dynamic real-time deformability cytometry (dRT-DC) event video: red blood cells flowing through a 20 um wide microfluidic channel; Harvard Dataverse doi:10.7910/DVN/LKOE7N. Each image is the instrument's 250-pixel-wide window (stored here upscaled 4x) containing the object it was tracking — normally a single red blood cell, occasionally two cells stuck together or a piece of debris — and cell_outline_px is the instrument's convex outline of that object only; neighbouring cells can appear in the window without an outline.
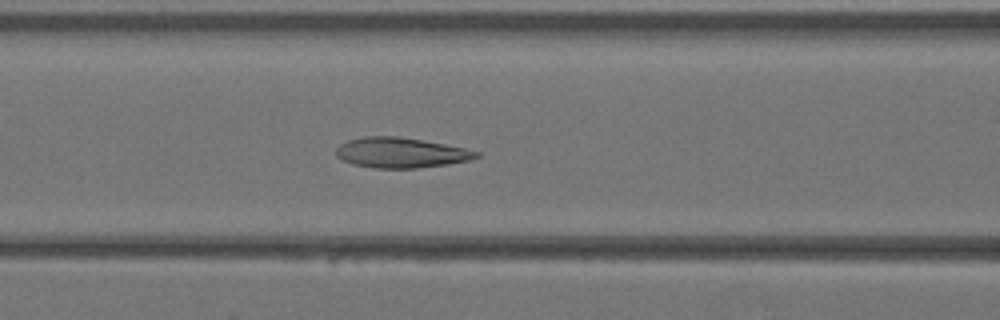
{"species": "Egyptian fruit bat (a non-hibernating species)", "species_latin": "Rousettus aegyptiacus", "temperature_condition": "warm", "stored_images_in_passage": 40, "camera_frame_rate_fps": 3000, "um_per_image_px": 0.085, "animal": {"sex": "female"}, "frame": {"image": 1, "passage_image": 17, "time_ms": 5.333, "image_size_px": [1000, 320], "cell_outline_px": [[480, 156], [468, 160], [448, 164], [416, 168], [376, 168], [352, 164], [340, 160], [336, 156], [336, 148], [340, 144], [348, 140], [364, 136], [400, 136], [444, 144], [464, 148], [480, 152]], "centroid_in_image_um": [34.03, 12.97], "position_along_channel_um": 132.6, "area_um2": 24.74}}
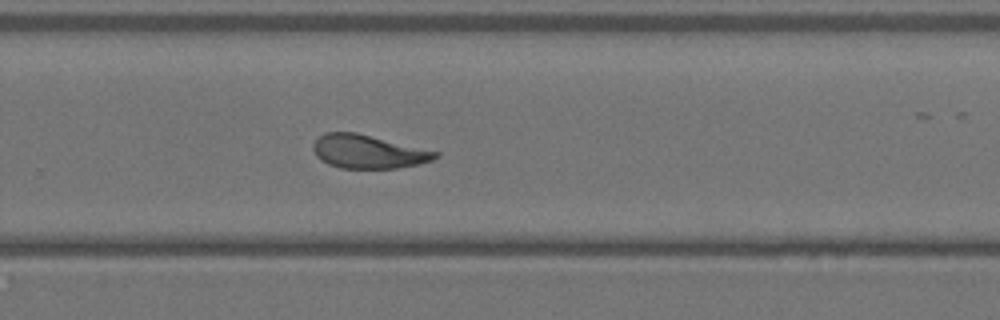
{"frame": {"image": 2, "passage_image": 27, "time_ms": 8.667, "image_size_px": [1000, 320], "cell_outline_px": [[440, 156], [432, 160], [416, 164], [396, 168], [340, 168], [328, 164], [320, 160], [316, 156], [312, 148], [312, 144], [324, 132], [356, 132], [440, 152]], "centroid_in_image_um": [31.27, 12.88], "position_along_channel_um": 298.5, "area_um2": 23.87}}
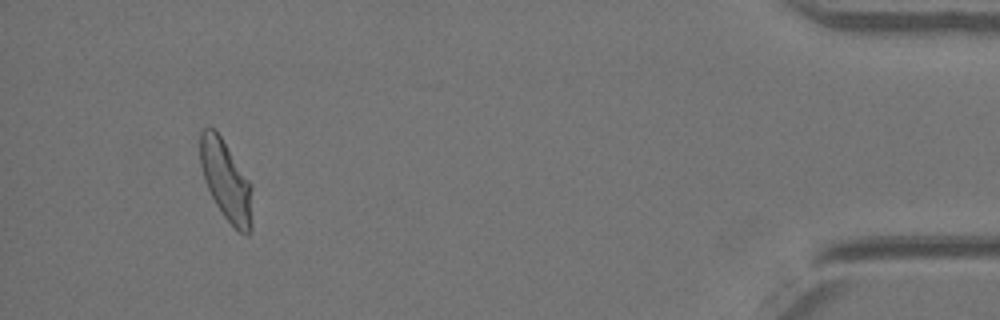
{"frame": {"image": 3, "passage_image": 38, "time_ms": 12.333, "image_size_px": [1000, 320], "cell_outline_px": [[252, 232], [248, 236], [240, 232], [224, 216], [216, 204], [208, 188], [200, 164], [200, 128], [212, 128], [220, 136], [252, 184]], "centroid_in_image_um": [19.24, 15.38], "position_along_channel_um": 416.0, "area_um2": 24.1}}